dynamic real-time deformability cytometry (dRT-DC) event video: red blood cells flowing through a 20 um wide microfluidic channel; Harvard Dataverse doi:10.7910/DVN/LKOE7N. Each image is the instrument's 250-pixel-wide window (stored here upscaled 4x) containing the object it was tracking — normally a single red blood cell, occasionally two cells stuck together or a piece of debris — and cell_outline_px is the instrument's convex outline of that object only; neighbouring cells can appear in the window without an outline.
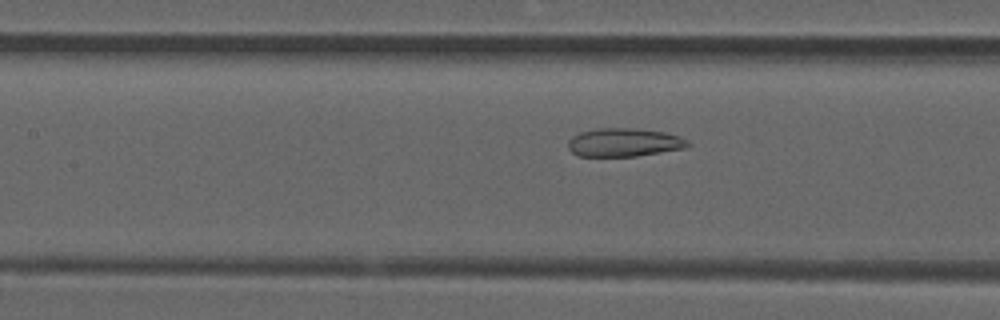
{"species": "common noctule bat (a hibernating species)", "species_latin": "Nyctalus noctula", "temperature_condition": "room temperature", "stored_images_in_passage": 42, "camera_frame_rate_fps": 3000, "um_per_image_px": 0.085, "animal": {"sex": "male", "forearm_length_mm": 52.5}, "frame": {"image": 1, "passage_image": 12, "time_ms": 3.667, "image_size_px": [1000, 320], "cell_outline_px": [[692, 144], [688, 148], [636, 156], [580, 156], [572, 152], [568, 148], [568, 140], [572, 136], [580, 132], [600, 128], [636, 128], [664, 132], [680, 136], [688, 140]], "centroid_in_image_um": [53.09, 12.1], "position_along_channel_um": 154.3, "area_um2": 20.0}}
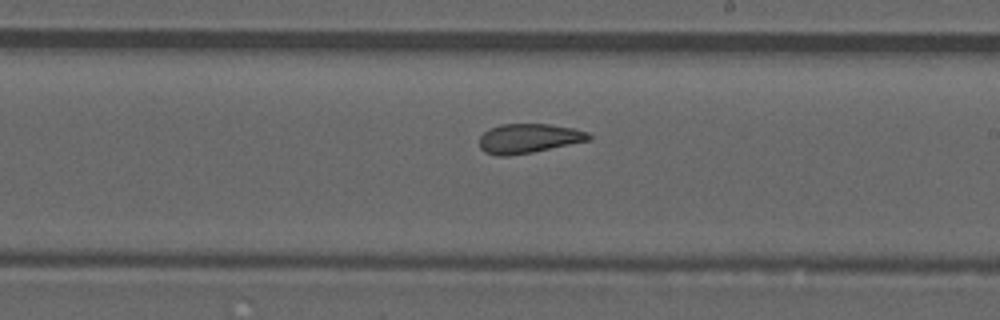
{"frame": {"image": 2, "passage_image": 19, "time_ms": 6.0, "image_size_px": [1000, 320], "cell_outline_px": [[592, 140], [532, 152], [508, 156], [500, 156], [484, 152], [480, 148], [480, 136], [488, 128], [500, 124], [548, 124], [572, 128], [588, 132], [592, 136]], "centroid_in_image_um": [44.93, 11.76], "position_along_channel_um": 244.1, "area_um2": 18.84}}
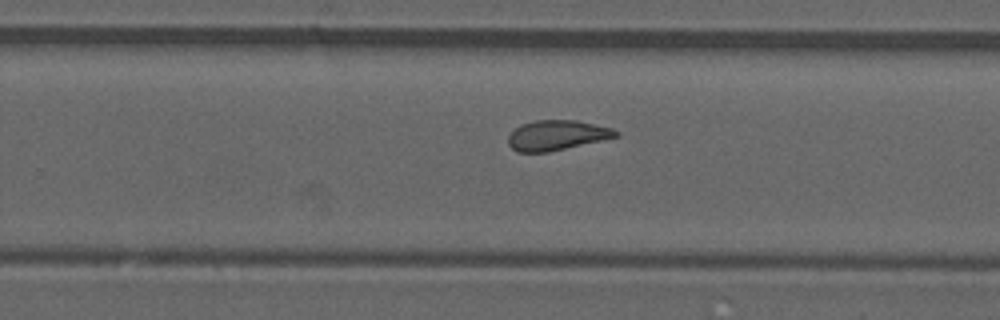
{"frame": {"image": 3, "passage_image": 22, "time_ms": 7.0, "image_size_px": [1000, 320], "cell_outline_px": [[620, 136], [604, 140], [548, 152], [516, 152], [508, 144], [508, 136], [520, 124], [536, 120], [576, 120], [612, 128], [620, 132]], "centroid_in_image_um": [47.35, 11.5], "position_along_channel_um": 282.5, "area_um2": 18.9}, "authors_computed_cell_mechanics": {"area_um2": 19.2763, "velocity_mm_per_s": 3.8597, "shape_relaxation_time_tau1_ms": null, "shape_relaxation_time_tau2_ms": 2.53, "deformation_change_tau1": null, "deformation_change_tau2": 0.0997}}